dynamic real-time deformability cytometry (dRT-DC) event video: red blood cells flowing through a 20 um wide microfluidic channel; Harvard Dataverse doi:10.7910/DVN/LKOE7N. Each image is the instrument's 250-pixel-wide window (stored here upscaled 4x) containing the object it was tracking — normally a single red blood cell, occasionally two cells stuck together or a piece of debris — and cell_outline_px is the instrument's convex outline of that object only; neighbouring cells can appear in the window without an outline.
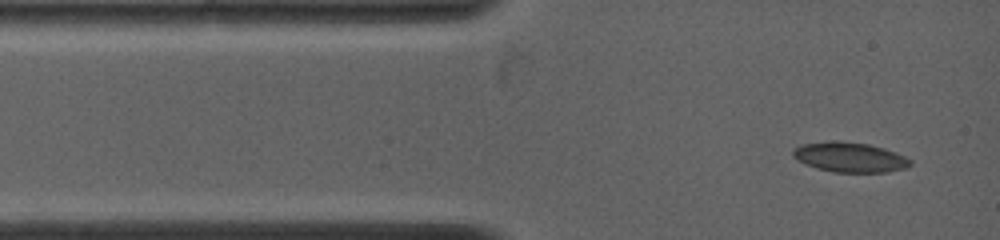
{"species": "common noctule bat (a hibernating species)", "species_latin": "Nyctalus noctula", "temperature_condition": "warm", "stored_images_in_passage": 7, "camera_frame_rate_fps": 4500, "um_per_image_px": 0.085, "animal": {"sex": "female", "body_mass_g": 19.0, "forearm_length_mm": 53.3}, "frame": {"image": 1, "passage_image": 1, "time_ms": 0.0, "image_size_px": [1000, 240], "cell_outline_px": [[912, 164], [904, 168], [888, 172], [832, 172], [816, 168], [804, 164], [796, 160], [792, 156], [792, 148], [800, 144], [868, 144], [884, 148], [896, 152], [912, 160]], "centroid_in_image_um": [72.25, 13.42], "position_along_channel_um": 12.8, "area_um2": 19.71}}
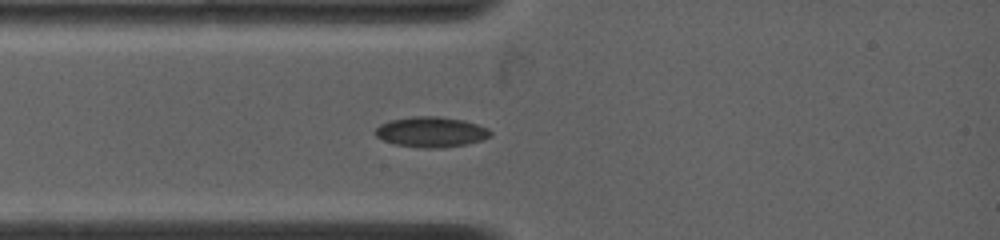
{"frame": {"image": 2, "passage_image": 6, "time_ms": 1.778, "image_size_px": [1000, 240], "cell_outline_px": [[492, 136], [484, 140], [464, 144], [440, 148], [424, 148], [396, 144], [384, 140], [376, 136], [372, 132], [380, 124], [392, 120], [412, 116], [436, 116], [464, 120], [488, 128], [492, 132]], "centroid_in_image_um": [36.66, 11.21], "position_along_channel_um": 48.3, "area_um2": 20.35}}